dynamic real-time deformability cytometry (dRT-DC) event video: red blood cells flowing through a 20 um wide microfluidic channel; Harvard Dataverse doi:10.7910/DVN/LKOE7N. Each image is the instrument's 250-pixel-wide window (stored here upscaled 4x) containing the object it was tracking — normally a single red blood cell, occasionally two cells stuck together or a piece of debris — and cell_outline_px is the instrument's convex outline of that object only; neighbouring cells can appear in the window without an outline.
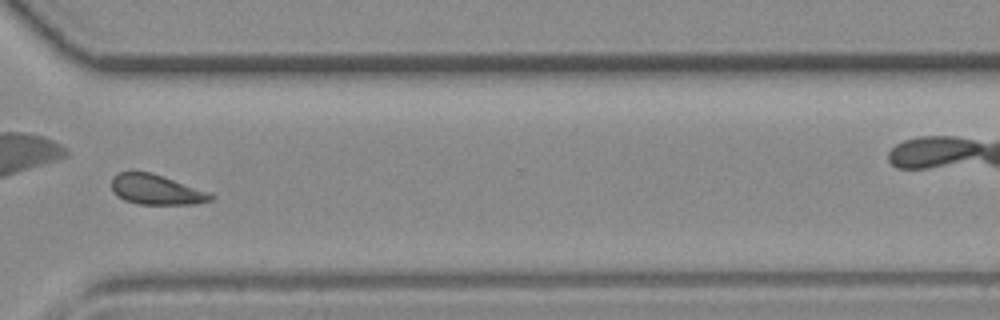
{"species": "common noctule bat (a hibernating species)", "species_latin": "Nyctalus noctula", "temperature_condition": "room temperature", "stored_images_in_passage": 43, "camera_frame_rate_fps": 3000, "um_per_image_px": 0.085, "animal": {"sex": "female", "body_mass_g": 19.3, "forearm_length_mm": 54.1}, "frame": {"image": 1, "passage_image": 31, "time_ms": 10.0, "image_size_px": [1000, 320], "cell_outline_px": [[216, 196], [212, 200], [192, 204], [140, 204], [124, 200], [116, 196], [112, 192], [112, 176], [120, 172], [152, 172], [212, 192]], "centroid_in_image_um": [13.31, 16.11], "position_along_channel_um": 357.3, "area_um2": 17.63}}